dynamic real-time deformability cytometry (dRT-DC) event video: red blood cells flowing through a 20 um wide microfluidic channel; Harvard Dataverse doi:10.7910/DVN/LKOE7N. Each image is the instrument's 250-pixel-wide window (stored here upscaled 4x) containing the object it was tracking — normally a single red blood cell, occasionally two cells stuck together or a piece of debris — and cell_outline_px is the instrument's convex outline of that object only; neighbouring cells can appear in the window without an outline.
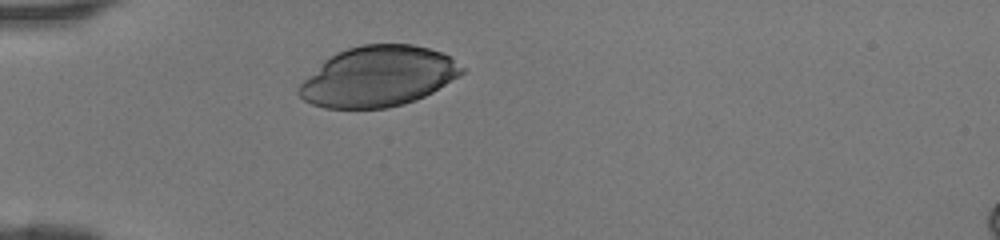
{"species": "human", "species_latin": "Homo sapiens", "temperature_condition": "room temperature", "stored_images_in_passage": 27, "camera_frame_rate_fps": 3000, "um_per_image_px": 0.085, "donor": {"sex": "female"}, "frame": {"image": 1, "passage_image": 1, "time_ms": 0.0, "image_size_px": [1000, 240], "cell_outline_px": [[468, 68], [460, 76], [432, 92], [416, 100], [404, 104], [384, 108], [324, 108], [312, 104], [304, 100], [296, 92], [296, 88], [328, 56], [336, 52], [348, 48], [364, 44], [412, 44], [428, 48], [440, 52], [448, 56]], "centroid_in_image_um": [32.15, 6.5], "position_along_channel_um": 52.9, "area_um2": 57.45}}
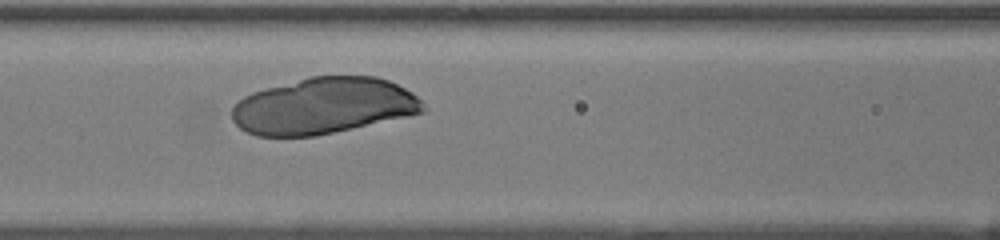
{"frame": {"image": 2, "passage_image": 8, "time_ms": 2.333, "image_size_px": [1000, 240], "cell_outline_px": [[428, 108], [424, 112], [408, 116], [316, 136], [256, 136], [240, 128], [232, 120], [232, 108], [244, 96], [252, 92], [308, 76], [376, 76], [388, 80], [412, 92]], "centroid_in_image_um": [27.5, 9.0], "position_along_channel_um": 139.1, "area_um2": 62.66}}
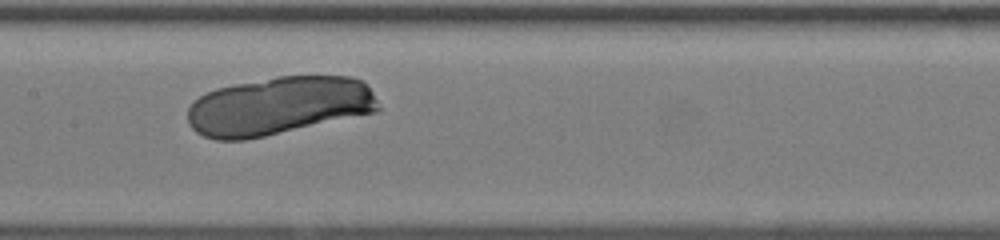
{"frame": {"image": 3, "passage_image": 11, "time_ms": 3.333, "image_size_px": [1000, 240], "cell_outline_px": [[380, 108], [376, 112], [264, 136], [244, 140], [216, 140], [204, 136], [196, 132], [188, 124], [188, 108], [200, 96], [216, 88], [276, 76], [348, 76], [364, 80], [372, 92]], "centroid_in_image_um": [23.69, 9.0], "position_along_channel_um": 183.7, "area_um2": 64.56}}